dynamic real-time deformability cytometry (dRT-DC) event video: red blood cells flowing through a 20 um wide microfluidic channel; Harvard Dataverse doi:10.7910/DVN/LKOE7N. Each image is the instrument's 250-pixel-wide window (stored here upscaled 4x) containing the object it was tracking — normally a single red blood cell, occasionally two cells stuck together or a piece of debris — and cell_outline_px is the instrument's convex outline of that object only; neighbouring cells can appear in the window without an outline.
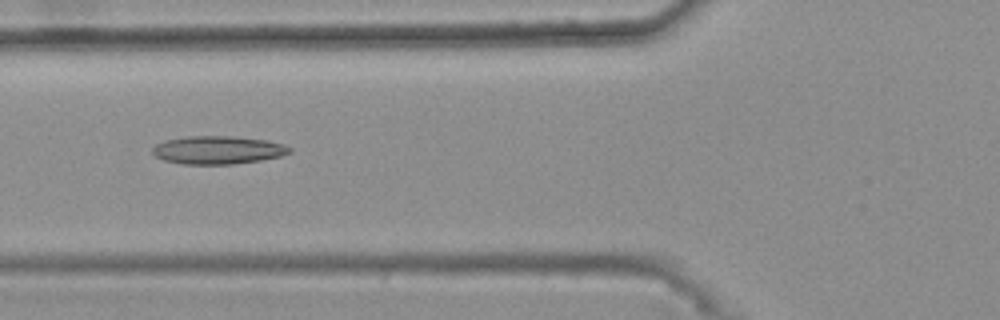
{"species": "common noctule bat (a hibernating species)", "species_latin": "Nyctalus noctula", "temperature_condition": "warm", "stored_images_in_passage": 48, "camera_frame_rate_fps": 3000, "um_per_image_px": 0.085, "animal": {"sex": "female", "body_mass_g": 25.1}, "frame": {"image": 1, "passage_image": 20, "time_ms": 6.333, "image_size_px": [1000, 320], "cell_outline_px": [[292, 152], [280, 156], [260, 160], [232, 164], [184, 164], [164, 160], [156, 156], [152, 152], [152, 148], [156, 144], [164, 140], [184, 136], [236, 136], [264, 140], [284, 144], [292, 148]], "centroid_in_image_um": [18.51, 12.74], "position_along_channel_um": 107.3, "area_um2": 22.48}}
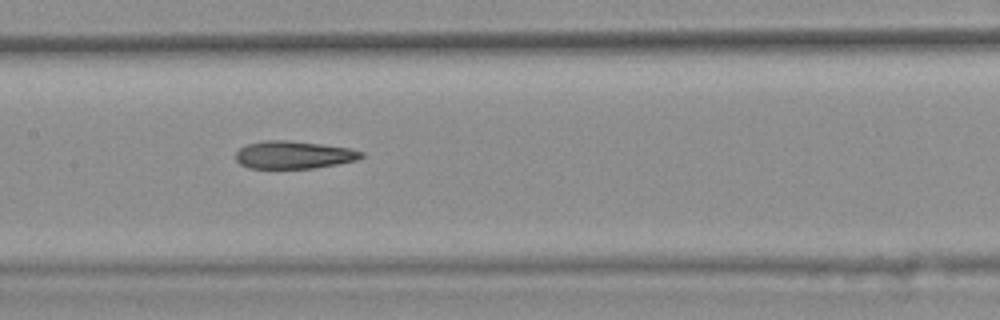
{"frame": {"image": 2, "passage_image": 26, "time_ms": 8.333, "image_size_px": [1000, 320], "cell_outline_px": [[364, 156], [356, 160], [336, 164], [312, 168], [248, 168], [240, 164], [236, 160], [236, 152], [240, 148], [248, 144], [264, 140], [288, 140], [324, 144], [352, 148], [364, 152]], "centroid_in_image_um": [24.98, 13.15], "position_along_channel_um": 182.4, "area_um2": 20.35}}
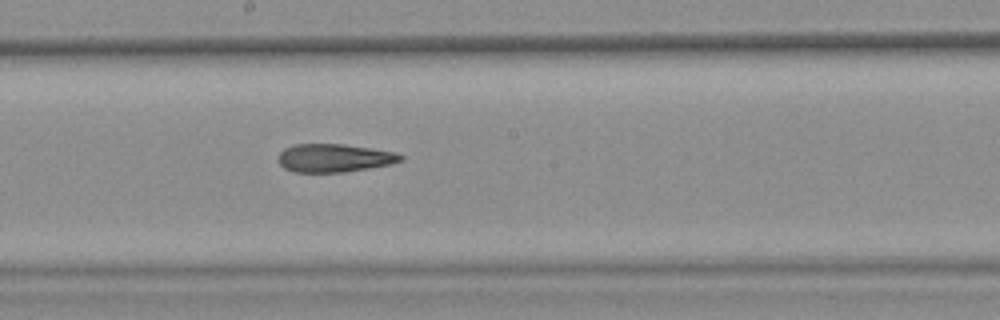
{"frame": {"image": 3, "passage_image": 29, "time_ms": 9.333, "image_size_px": [1000, 320], "cell_outline_px": [[404, 160], [392, 164], [344, 172], [296, 172], [284, 168], [280, 164], [280, 152], [284, 148], [292, 144], [344, 144], [396, 152], [404, 156]], "centroid_in_image_um": [28.44, 13.42], "position_along_channel_um": 219.8, "area_um2": 20.11}, "authors_computed_cell_mechanics": {"area_um2": 21.2126, "velocity_mm_per_s": 3.7498, "shape_relaxation_time_tau1_ms": null, "shape_relaxation_time_tau2_ms": 4.3474, "deformation_change_tau1": null, "deformation_change_tau2": 0.1673}}